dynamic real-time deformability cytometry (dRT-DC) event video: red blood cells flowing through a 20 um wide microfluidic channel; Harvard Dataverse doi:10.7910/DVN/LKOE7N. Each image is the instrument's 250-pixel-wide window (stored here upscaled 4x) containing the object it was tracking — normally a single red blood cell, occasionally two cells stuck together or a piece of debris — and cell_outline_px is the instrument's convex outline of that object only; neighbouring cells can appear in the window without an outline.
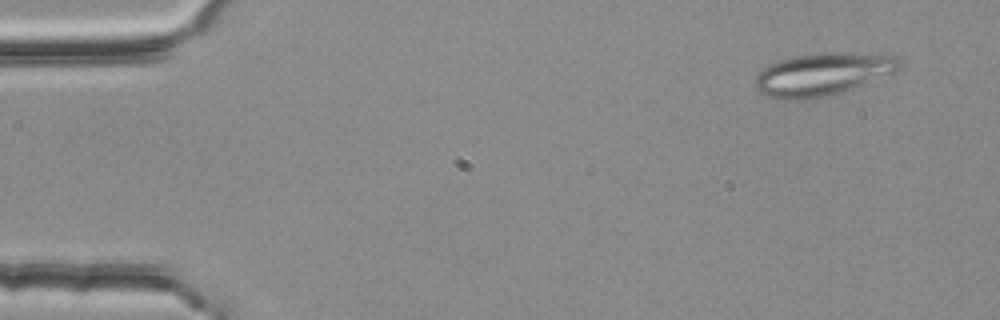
{"species": "common noctule bat (a hibernating species)", "species_latin": "Nyctalus noctula", "temperature_condition": "room temperature", "stored_images_in_passage": 54, "segment_of_instrument_passage": [1, 2], "camera_frame_rate_fps": 3000, "um_per_image_px": 0.085, "animal": {"sex": "female", "body_mass_g": 25.1}, "frame": {"image": 1, "passage_image": 4, "time_ms": 1.0, "image_size_px": [1000, 320], "cell_outline_px": [[904, 64], [896, 72], [844, 92], [832, 96], [804, 100], [784, 100], [768, 96], [760, 92], [756, 88], [756, 76], [764, 68], [780, 60], [796, 56], [824, 52], [880, 52], [900, 56], [904, 60]], "centroid_in_image_um": [70.08, 6.29], "position_along_channel_um": 14.9, "area_um2": 36.82}}